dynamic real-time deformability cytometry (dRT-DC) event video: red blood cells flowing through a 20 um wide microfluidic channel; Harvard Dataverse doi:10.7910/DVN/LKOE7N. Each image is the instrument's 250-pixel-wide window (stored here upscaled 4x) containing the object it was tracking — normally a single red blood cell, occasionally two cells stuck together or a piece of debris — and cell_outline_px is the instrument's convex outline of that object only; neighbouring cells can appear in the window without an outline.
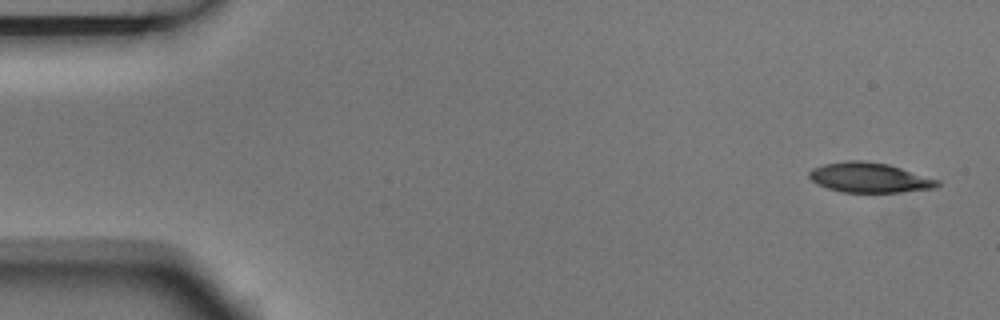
{"species": "Egyptian fruit bat (a non-hibernating species)", "species_latin": "Rousettus aegyptiacus", "temperature_condition": "room temperature", "stored_images_in_passage": 4, "camera_frame_rate_fps": 3000, "um_per_image_px": 0.085, "animal": {"sex": "male"}, "frame": {"image": 1, "passage_image": 1, "time_ms": 0.0, "image_size_px": [1000, 320], "cell_outline_px": [[940, 184], [936, 188], [900, 192], [840, 192], [816, 184], [808, 176], [808, 172], [812, 168], [824, 164], [848, 160], [860, 160], [888, 164], [940, 180]], "centroid_in_image_um": [73.89, 15.1], "position_along_channel_um": 11.1, "area_um2": 22.37}}